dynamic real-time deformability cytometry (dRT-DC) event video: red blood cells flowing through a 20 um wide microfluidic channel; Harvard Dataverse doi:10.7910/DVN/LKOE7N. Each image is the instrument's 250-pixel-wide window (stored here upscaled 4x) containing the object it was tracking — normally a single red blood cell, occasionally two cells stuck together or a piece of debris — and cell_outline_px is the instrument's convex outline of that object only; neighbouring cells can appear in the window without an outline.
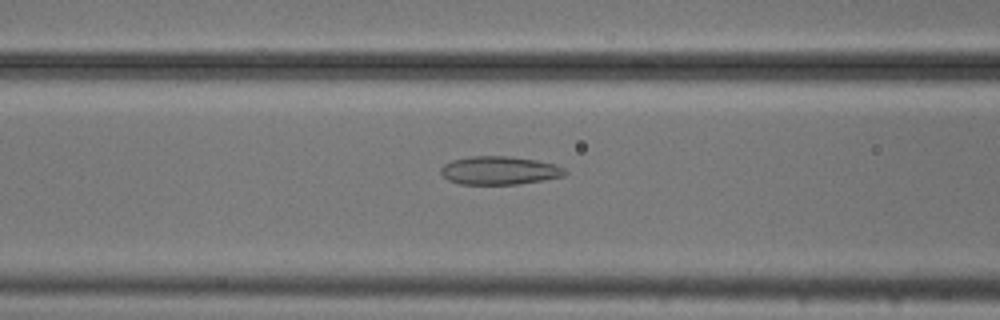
{"species": "common noctule bat (a hibernating species)", "species_latin": "Nyctalus noctula", "temperature_condition": "cold", "stored_images_in_passage": 52, "camera_frame_rate_fps": 3000, "um_per_image_px": 0.085, "animal": {"sex": "male", "body_mass_g": 20.5, "forearm_length_mm": 52.5}, "frame": {"image": 1, "passage_image": 20, "time_ms": 6.333, "image_size_px": [1000, 320], "cell_outline_px": [[568, 172], [564, 176], [544, 180], [516, 184], [460, 184], [448, 180], [440, 172], [440, 168], [444, 164], [452, 160], [468, 156], [508, 156], [536, 160], [556, 164], [564, 168]], "centroid_in_image_um": [42.45, 14.48], "position_along_channel_um": 124.1, "area_um2": 20.58}}
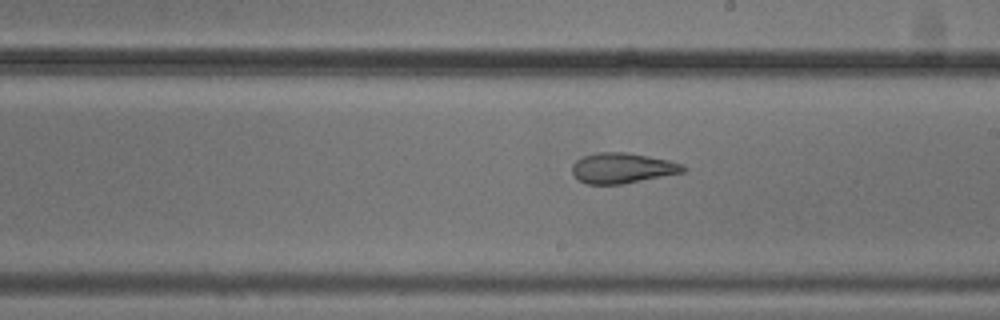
{"frame": {"image": 2, "passage_image": 29, "time_ms": 9.333, "image_size_px": [1000, 320], "cell_outline_px": [[688, 168], [684, 172], [620, 184], [588, 184], [580, 180], [572, 172], [572, 164], [576, 160], [584, 156], [596, 152], [628, 152], [668, 160], [684, 164]], "centroid_in_image_um": [52.91, 14.27], "position_along_channel_um": 236.1, "area_um2": 19.54}}
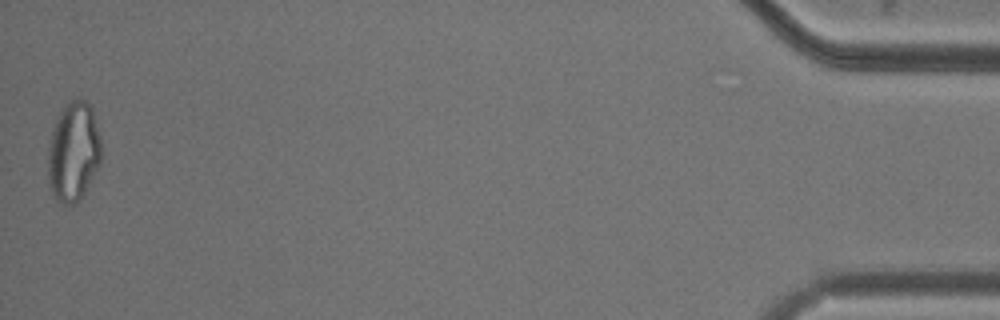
{"frame": {"image": 3, "passage_image": 52, "time_ms": 17.0, "image_size_px": [1000, 320], "cell_outline_px": [[100, 164], [80, 200], [76, 204], [64, 204], [56, 200], [52, 196], [48, 184], [48, 144], [52, 128], [56, 116], [68, 100], [76, 96], [80, 96], [92, 108], [100, 136]], "centroid_in_image_um": [6.21, 12.87], "position_along_channel_um": 429.0, "area_um2": 31.56}, "authors_computed_cell_mechanics": {"area_um2": 25.7788, "velocity_mm_per_s": 3.7328, "shape_relaxation_time_tau1_ms": null, "shape_relaxation_time_tau2_ms": 2.6368, "deformation_change_tau1": null, "deformation_change_tau2": 0.1086}}